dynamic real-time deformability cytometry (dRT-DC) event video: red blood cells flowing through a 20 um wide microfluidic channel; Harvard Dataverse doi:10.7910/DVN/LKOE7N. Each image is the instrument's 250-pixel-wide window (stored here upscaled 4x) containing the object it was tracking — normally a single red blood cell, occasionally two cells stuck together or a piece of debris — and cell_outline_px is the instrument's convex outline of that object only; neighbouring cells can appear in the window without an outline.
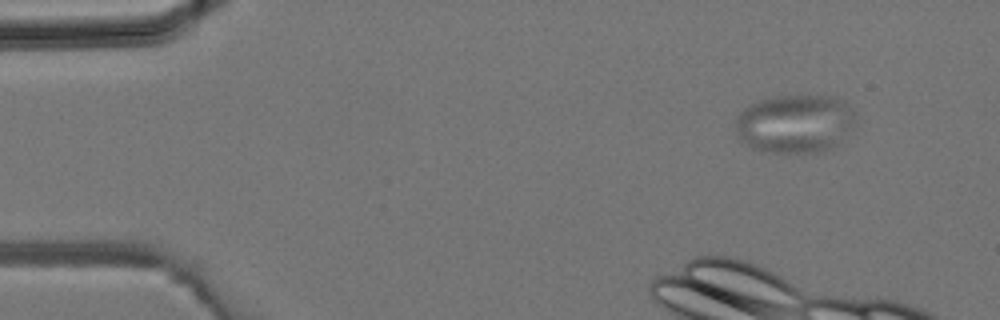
{"species": "common noctule bat (a hibernating species)", "species_latin": "Nyctalus noctula", "temperature_condition": "room temperature", "stored_images_in_passage": 3, "camera_frame_rate_fps": 3000, "um_per_image_px": 0.085, "animal": {"sex": "male", "body_mass_g": 19.2, "forearm_length_mm": 51.8}, "frame": {"image": 1, "passage_image": 1, "time_ms": 0.0, "image_size_px": [1000, 320], "cell_outline_px": [[856, 124], [840, 144], [832, 148], [820, 152], [764, 152], [752, 148], [740, 140], [736, 128], [736, 116], [748, 104], [760, 100], [776, 96], [836, 96], [844, 100], [856, 112]], "centroid_in_image_um": [67.63, 10.51], "position_along_channel_um": 17.4, "area_um2": 41.62}}